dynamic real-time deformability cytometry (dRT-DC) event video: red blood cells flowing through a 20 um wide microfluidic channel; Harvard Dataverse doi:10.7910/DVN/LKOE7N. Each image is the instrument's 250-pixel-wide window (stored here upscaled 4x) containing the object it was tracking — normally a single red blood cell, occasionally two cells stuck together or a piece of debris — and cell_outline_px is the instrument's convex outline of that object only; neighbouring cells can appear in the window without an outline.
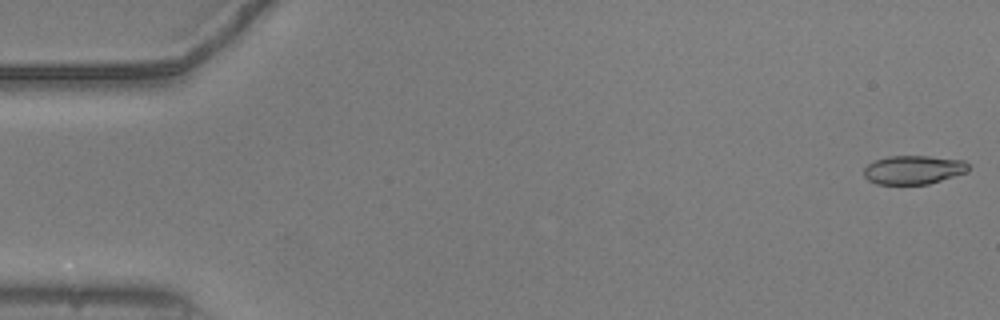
{"species": "common noctule bat (a hibernating species)", "species_latin": "Nyctalus noctula", "temperature_condition": "warm", "stored_images_in_passage": 14, "camera_frame_rate_fps": 3000, "um_per_image_px": 0.085, "animal": {"sex": "male", "body_mass_g": 20.5, "forearm_length_mm": 52.5}, "frame": {"image": 1, "passage_image": 1, "time_ms": 0.0, "image_size_px": [1000, 320], "cell_outline_px": [[968, 168], [964, 172], [928, 184], [876, 184], [868, 180], [864, 176], [864, 168], [872, 160], [888, 156], [928, 156], [964, 160], [968, 164]], "centroid_in_image_um": [77.57, 14.42], "position_along_channel_um": 7.4, "area_um2": 17.4}}